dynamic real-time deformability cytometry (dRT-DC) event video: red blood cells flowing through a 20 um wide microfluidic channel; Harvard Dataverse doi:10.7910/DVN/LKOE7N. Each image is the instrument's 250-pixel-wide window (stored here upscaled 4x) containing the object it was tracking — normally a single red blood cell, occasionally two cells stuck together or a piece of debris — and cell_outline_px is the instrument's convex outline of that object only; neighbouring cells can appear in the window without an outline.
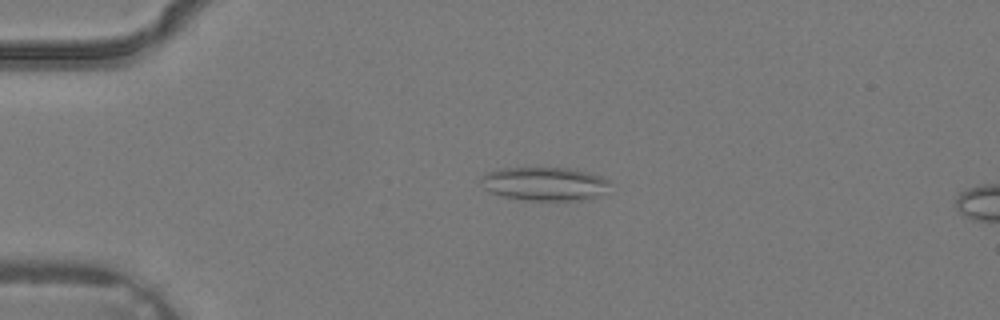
{"species": "common noctule bat (a hibernating species)", "species_latin": "Nyctalus noctula", "temperature_condition": "warm", "stored_images_in_passage": 2, "camera_frame_rate_fps": 3000, "um_per_image_px": 0.085, "animal": {"sex": "male", "body_mass_g": 19.2, "forearm_length_mm": 51.8}, "frame": {"image": 1, "passage_image": 1, "time_ms": 0.0, "image_size_px": [1000, 320], "cell_outline_px": [[608, 184], [604, 192], [592, 200], [528, 200], [504, 196], [492, 192], [484, 188], [480, 180], [480, 176], [484, 172], [496, 168], [576, 168], [604, 176], [608, 180]], "centroid_in_image_um": [46.3, 15.6], "position_along_channel_um": 38.7, "area_um2": 25.55}}